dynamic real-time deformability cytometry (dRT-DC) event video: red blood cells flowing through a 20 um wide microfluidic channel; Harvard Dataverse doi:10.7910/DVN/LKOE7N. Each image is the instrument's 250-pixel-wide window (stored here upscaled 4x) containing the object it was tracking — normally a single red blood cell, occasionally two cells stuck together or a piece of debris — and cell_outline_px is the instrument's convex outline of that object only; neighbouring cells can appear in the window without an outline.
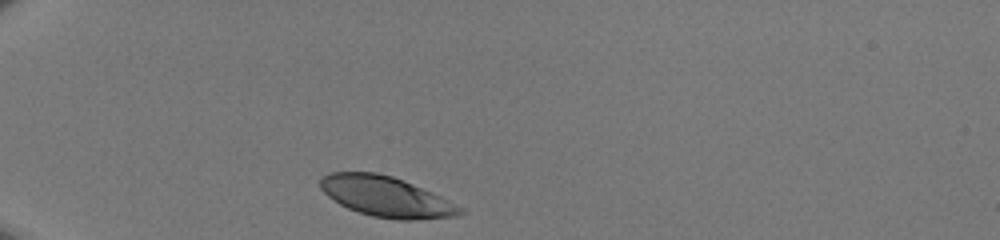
{"species": "human", "species_latin": "Homo sapiens", "temperature_condition": "room temperature", "stored_images_in_passage": 29, "camera_frame_rate_fps": 3000, "um_per_image_px": 0.085, "donor": {"sex": "male"}, "frame": {"image": 1, "passage_image": 1, "time_ms": 0.0, "image_size_px": [1000, 240], "cell_outline_px": [[464, 212], [452, 216], [416, 220], [400, 220], [372, 216], [348, 208], [340, 204], [328, 196], [320, 188], [320, 180], [324, 176], [332, 172], [376, 172], [392, 176], [404, 180], [440, 196], [464, 208]], "centroid_in_image_um": [32.81, 16.71], "position_along_channel_um": 52.2, "area_um2": 32.54}}
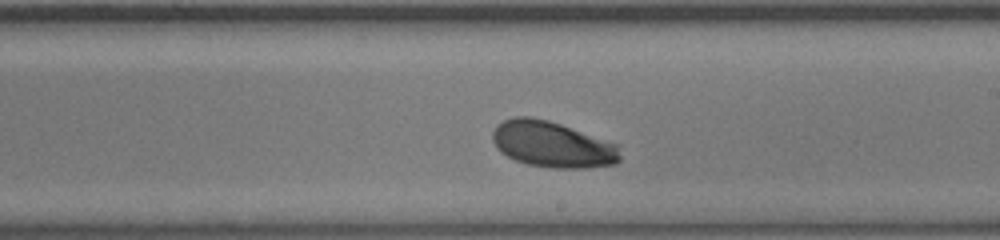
{"frame": {"image": 2, "passage_image": 17, "time_ms": 5.333, "image_size_px": [1000, 240], "cell_outline_px": [[620, 160], [616, 164], [588, 168], [552, 168], [528, 164], [516, 160], [500, 152], [496, 148], [492, 140], [492, 132], [496, 124], [512, 116], [528, 116], [548, 120], [620, 144]], "centroid_in_image_um": [46.96, 12.27], "position_along_channel_um": 242.0, "area_um2": 34.62}}
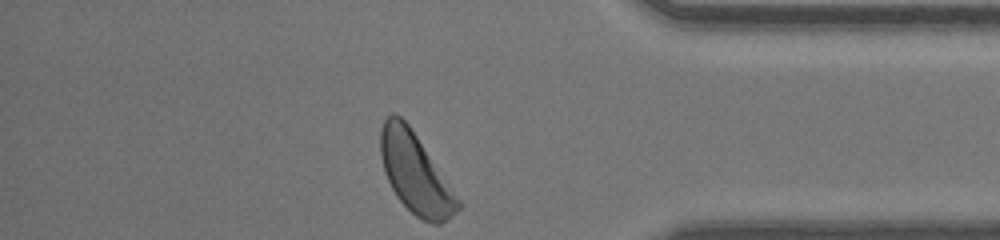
{"frame": {"image": 3, "passage_image": 29, "time_ms": 9.333, "image_size_px": [1000, 240], "cell_outline_px": [[460, 208], [448, 220], [440, 224], [432, 224], [416, 216], [396, 196], [384, 172], [380, 156], [380, 128], [384, 120], [392, 112], [400, 116], [408, 124], [460, 200]], "centroid_in_image_um": [35.28, 14.73], "position_along_channel_um": 399.9, "area_um2": 35.55}}